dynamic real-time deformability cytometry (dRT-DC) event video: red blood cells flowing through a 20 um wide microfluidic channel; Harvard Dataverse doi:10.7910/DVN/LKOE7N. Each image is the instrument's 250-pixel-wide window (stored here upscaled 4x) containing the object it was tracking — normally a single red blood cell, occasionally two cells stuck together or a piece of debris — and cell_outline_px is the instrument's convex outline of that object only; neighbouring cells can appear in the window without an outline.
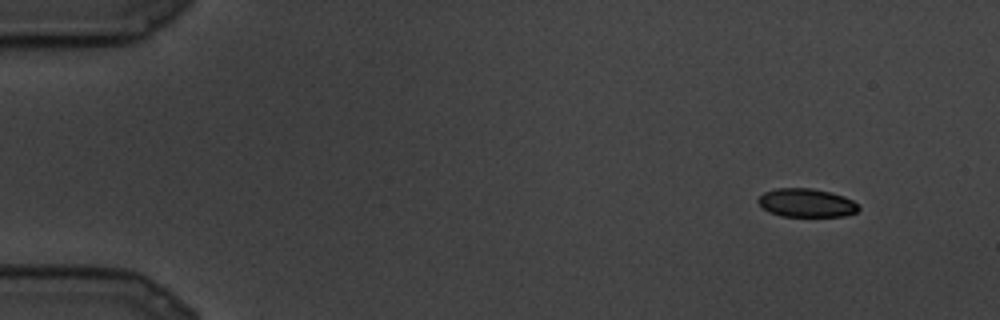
{"species": "common noctule bat (a hibernating species)", "species_latin": "Nyctalus noctula", "temperature_condition": "cold", "stored_images_in_passage": 5, "camera_frame_rate_fps": 3000, "um_per_image_px": 0.085, "animal": {"sex": "male", "body_mass_g": 19.5, "forearm_length_mm": 54.6}, "frame": {"image": 1, "passage_image": 1, "time_ms": 0.0, "image_size_px": [1000, 320], "cell_outline_px": [[860, 208], [856, 212], [844, 216], [780, 216], [768, 212], [756, 200], [764, 192], [776, 188], [812, 188], [844, 196], [852, 200]], "centroid_in_image_um": [68.52, 17.24], "position_along_channel_um": 16.5, "area_um2": 16.59}}